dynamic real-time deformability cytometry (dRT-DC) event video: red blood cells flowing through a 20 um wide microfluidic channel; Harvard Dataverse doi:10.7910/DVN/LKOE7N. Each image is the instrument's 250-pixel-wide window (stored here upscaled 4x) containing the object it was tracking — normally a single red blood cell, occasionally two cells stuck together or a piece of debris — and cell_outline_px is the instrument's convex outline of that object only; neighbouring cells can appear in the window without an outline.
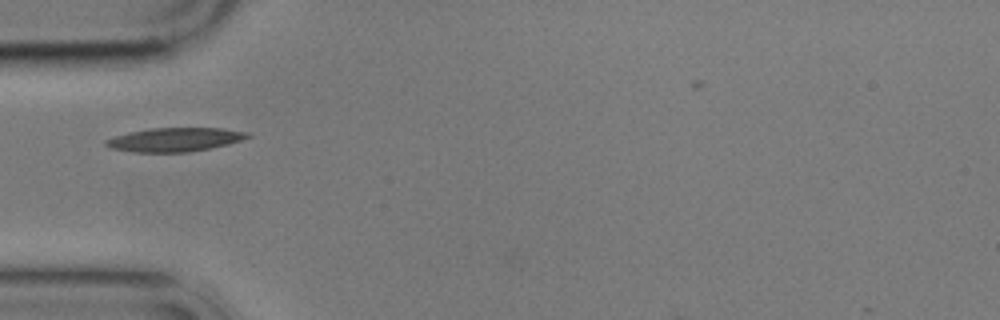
{"species": "common noctule bat (a hibernating species)", "species_latin": "Nyctalus noctula", "temperature_condition": "cold", "stored_images_in_passage": 3, "camera_frame_rate_fps": 3000, "um_per_image_px": 0.085, "animal": {"sex": "male", "body_mass_g": 17.9}, "frame": {"image": 1, "passage_image": 1, "time_ms": 0.0, "image_size_px": [1000, 320], "cell_outline_px": [[252, 136], [228, 144], [188, 152], [132, 152], [112, 148], [104, 144], [104, 140], [116, 136], [132, 132], [152, 128], [220, 128], [248, 132]], "centroid_in_image_um": [14.86, 11.87], "position_along_channel_um": 70.1, "area_um2": 19.36}}
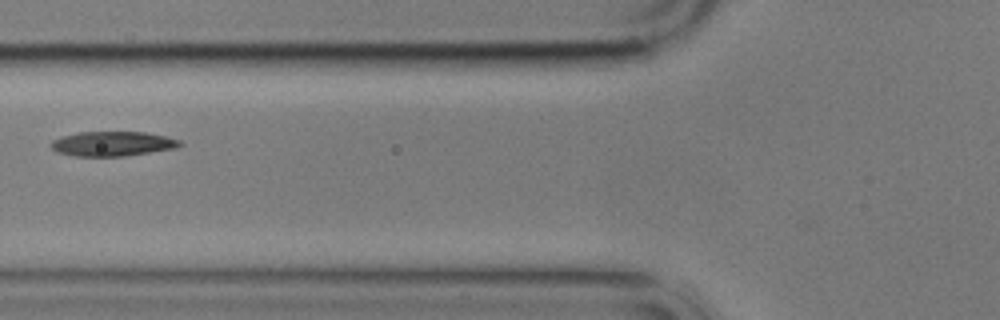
{"frame": {"image": 2, "passage_image": 2, "time_ms": 1.333, "image_size_px": [1000, 320], "cell_outline_px": [[184, 144], [176, 148], [128, 156], [72, 156], [56, 152], [48, 144], [52, 140], [64, 136], [80, 132], [144, 132], [164, 136], [180, 140]], "centroid_in_image_um": [9.56, 12.23], "position_along_channel_um": 116.2, "area_um2": 18.61}}
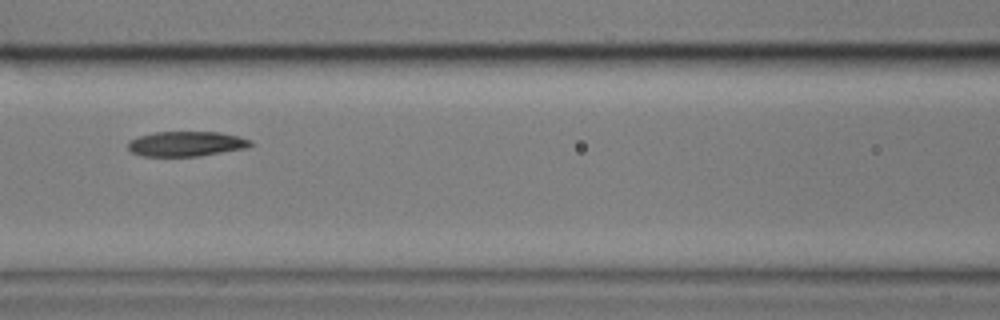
{"frame": {"image": 3, "passage_image": 3, "time_ms": 2.333, "image_size_px": [1000, 320], "cell_outline_px": [[252, 144], [248, 148], [200, 156], [140, 156], [132, 152], [128, 148], [128, 140], [140, 136], [156, 132], [220, 132], [240, 136], [252, 140]], "centroid_in_image_um": [15.86, 12.23], "position_along_channel_um": 150.7, "area_um2": 17.98}}